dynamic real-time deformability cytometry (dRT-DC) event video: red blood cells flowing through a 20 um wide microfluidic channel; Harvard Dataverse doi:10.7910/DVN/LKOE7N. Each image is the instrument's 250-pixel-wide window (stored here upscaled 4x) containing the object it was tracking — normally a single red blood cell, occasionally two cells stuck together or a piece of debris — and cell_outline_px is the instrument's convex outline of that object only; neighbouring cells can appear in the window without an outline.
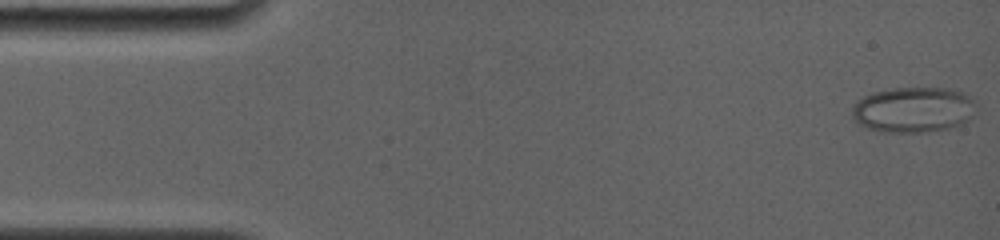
{"species": "common noctule bat (a hibernating species)", "species_latin": "Nyctalus noctula", "temperature_condition": "room temperature", "stored_images_in_passage": 10, "camera_frame_rate_fps": 4000, "um_per_image_px": 0.085, "animal": {"sex": "female", "body_mass_g": 19.0, "forearm_length_mm": 56.7}, "frame": {"image": 1, "passage_image": 1, "time_ms": 0.0, "image_size_px": [1000, 240], "cell_outline_px": [[976, 104], [972, 116], [968, 120], [960, 124], [948, 128], [924, 132], [880, 132], [868, 128], [852, 120], [852, 108], [864, 96], [876, 92], [892, 88], [948, 88], [964, 92], [976, 100]], "centroid_in_image_um": [77.66, 9.32], "position_along_channel_um": 7.3, "area_um2": 32.95}}